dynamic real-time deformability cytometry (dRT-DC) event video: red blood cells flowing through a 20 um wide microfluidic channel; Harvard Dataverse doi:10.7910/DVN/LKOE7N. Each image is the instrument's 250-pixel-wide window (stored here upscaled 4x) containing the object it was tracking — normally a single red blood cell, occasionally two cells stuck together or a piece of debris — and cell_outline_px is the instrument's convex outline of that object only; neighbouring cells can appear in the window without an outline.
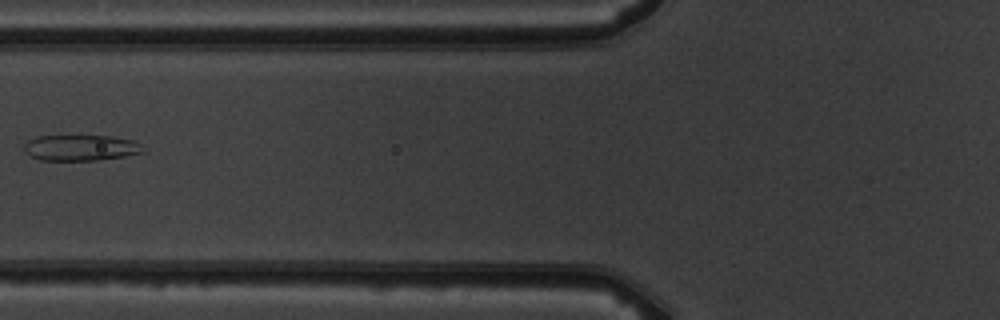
{"species": "common noctule bat (a hibernating species)", "species_latin": "Nyctalus noctula", "temperature_condition": "warm", "stored_images_in_passage": 7, "camera_frame_rate_fps": 3000, "um_per_image_px": 0.085, "animal": {"sex": "male", "body_mass_g": 19.5, "forearm_length_mm": 54.6}, "frame": {"image": 1, "passage_image": 5, "time_ms": 4.667, "image_size_px": [1000, 320], "cell_outline_px": [[144, 152], [124, 156], [96, 160], [40, 160], [24, 152], [24, 144], [28, 140], [36, 136], [112, 136], [132, 140], [140, 144]], "centroid_in_image_um": [6.83, 12.55], "position_along_channel_um": 119.0, "area_um2": 17.8}}